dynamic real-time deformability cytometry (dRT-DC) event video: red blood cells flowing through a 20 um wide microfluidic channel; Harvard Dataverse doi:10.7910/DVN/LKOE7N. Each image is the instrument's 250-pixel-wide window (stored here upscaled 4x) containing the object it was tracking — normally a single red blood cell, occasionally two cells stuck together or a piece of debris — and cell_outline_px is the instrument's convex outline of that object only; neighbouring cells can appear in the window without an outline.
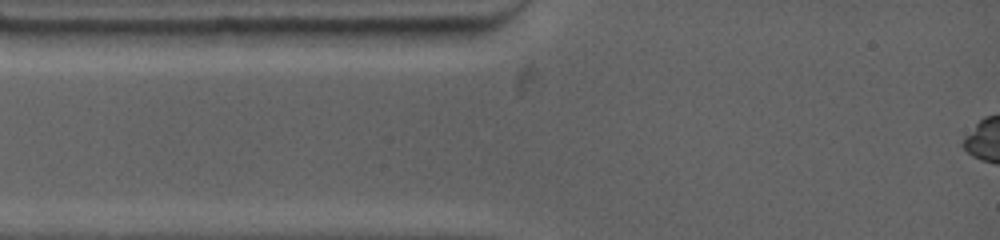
{"species": "common noctule bat (a hibernating species)", "species_latin": "Nyctalus noctula", "temperature_condition": "warm", "stored_images_in_passage": 1, "camera_frame_rate_fps": 4500, "um_per_image_px": 0.085, "animal": {"sex": "female", "body_mass_g": 19.0, "forearm_length_mm": 53.3}, "frame": {"image": 1, "passage_image": 1, "time_ms": 0.0, "image_size_px": [1000, 240], "cell_outline_px": [[256, 44], [248, 48], [156, 48], [144, 32], [216, 28], [244, 28], [248, 32]], "centroid_in_image_um": [17.19, 3.28], "position_along_channel_um": 67.8, "area_um2": 13.7}}